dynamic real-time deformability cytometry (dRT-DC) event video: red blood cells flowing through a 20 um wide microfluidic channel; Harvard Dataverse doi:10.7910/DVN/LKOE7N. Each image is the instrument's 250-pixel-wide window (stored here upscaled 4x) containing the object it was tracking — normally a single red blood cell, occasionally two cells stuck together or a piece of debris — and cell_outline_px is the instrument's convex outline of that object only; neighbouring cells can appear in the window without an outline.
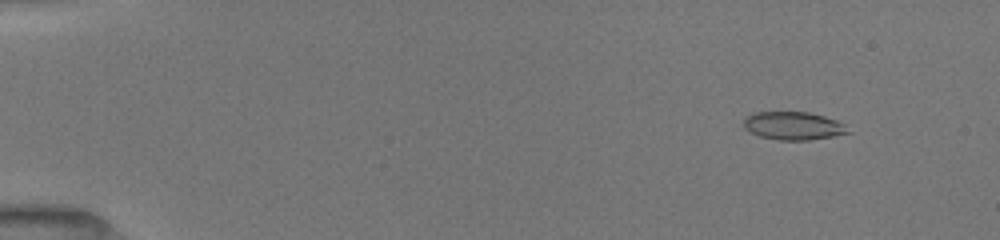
{"species": "common noctule bat (a hibernating species)", "species_latin": "Nyctalus noctula", "temperature_condition": "room temperature", "stored_images_in_passage": 52, "camera_frame_rate_fps": 3000, "um_per_image_px": 0.085, "animal": {"sex": "female", "body_mass_g": 19.5, "forearm_length_mm": 54.1}, "frame": {"image": 1, "passage_image": 6, "time_ms": 1.667, "image_size_px": [1000, 240], "cell_outline_px": [[852, 132], [832, 136], [808, 140], [780, 140], [760, 136], [744, 128], [744, 116], [756, 112], [808, 112], [824, 116], [836, 120], [844, 124]], "centroid_in_image_um": [67.43, 10.68], "position_along_channel_um": 17.6, "area_um2": 16.99}}
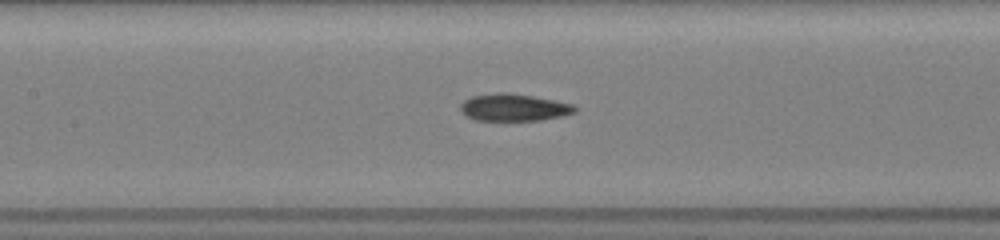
{"frame": {"image": 2, "passage_image": 26, "time_ms": 8.333, "image_size_px": [1000, 240], "cell_outline_px": [[576, 112], [560, 116], [540, 120], [476, 120], [460, 112], [460, 104], [464, 100], [472, 96], [496, 92], [504, 92], [532, 96], [572, 104], [576, 108]], "centroid_in_image_um": [43.63, 9.13], "position_along_channel_um": 163.8, "area_um2": 17.92}}
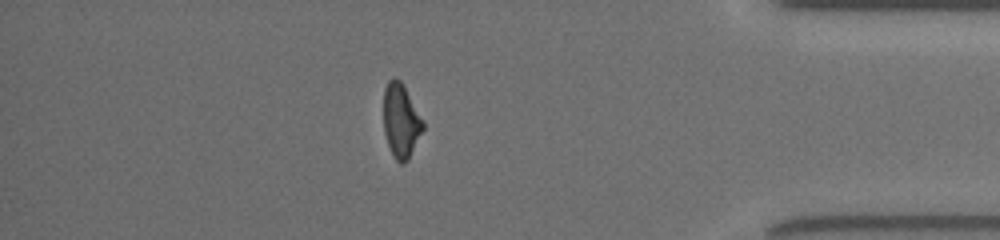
{"frame": {"image": 3, "passage_image": 46, "time_ms": 15.0, "image_size_px": [1000, 240], "cell_outline_px": [[424, 128], [408, 160], [404, 164], [400, 164], [396, 160], [388, 144], [384, 132], [384, 88], [388, 80], [392, 76], [400, 80], [424, 120]], "centroid_in_image_um": [34.08, 10.25], "position_along_channel_um": 401.1, "area_um2": 16.99}, "authors_computed_cell_mechanics": {"area_um2": 17.7735, "velocity_mm_per_s": 4.0202, "shape_relaxation_time_tau1_ms": 4.7748, "shape_relaxation_time_tau2_ms": 3.8073, "deformation_change_tau1": 0.1655, "deformation_change_tau2": 0.0798}}